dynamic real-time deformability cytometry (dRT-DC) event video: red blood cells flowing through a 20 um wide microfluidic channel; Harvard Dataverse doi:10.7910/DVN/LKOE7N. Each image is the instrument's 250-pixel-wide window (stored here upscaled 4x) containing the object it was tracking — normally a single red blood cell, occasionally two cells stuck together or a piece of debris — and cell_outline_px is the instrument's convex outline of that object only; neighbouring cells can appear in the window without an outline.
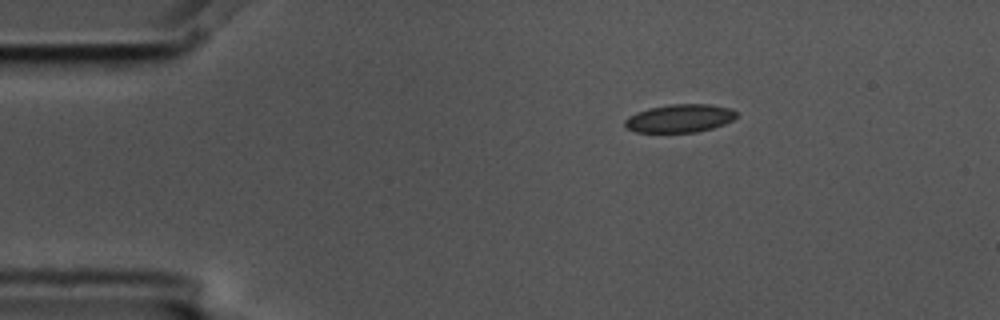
{"species": "common noctule bat (a hibernating species)", "species_latin": "Nyctalus noctula", "temperature_condition": "cold", "stored_images_in_passage": 4, "camera_frame_rate_fps": 3000, "um_per_image_px": 0.085, "animal": {"sex": "male", "body_mass_g": 17.5, "forearm_length_mm": 52.3}, "frame": {"image": 1, "passage_image": 4, "time_ms": 1.0, "image_size_px": [1000, 320], "cell_outline_px": [[736, 116], [732, 120], [724, 124], [712, 128], [696, 132], [636, 132], [628, 128], [624, 124], [624, 120], [628, 116], [636, 112], [648, 108], [668, 104], [712, 104], [732, 108], [736, 112]], "centroid_in_image_um": [57.77, 10.04], "position_along_channel_um": 27.2, "area_um2": 18.38}}